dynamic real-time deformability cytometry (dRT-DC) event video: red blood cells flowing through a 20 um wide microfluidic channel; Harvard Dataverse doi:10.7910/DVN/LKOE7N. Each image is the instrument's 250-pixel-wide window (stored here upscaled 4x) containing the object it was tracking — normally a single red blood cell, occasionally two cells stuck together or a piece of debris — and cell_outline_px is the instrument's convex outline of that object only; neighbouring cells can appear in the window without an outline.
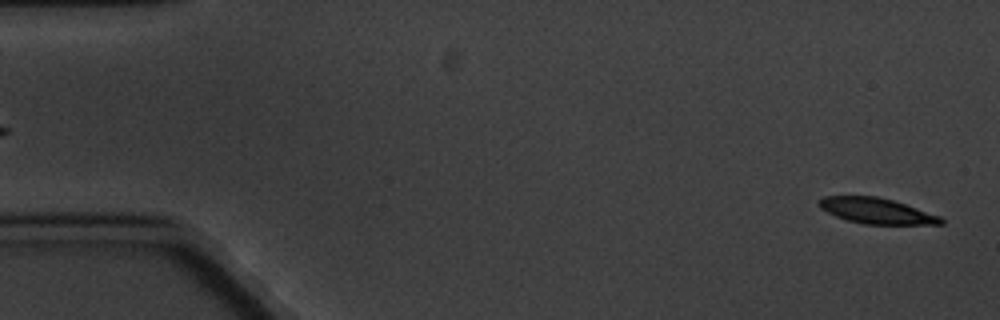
{"species": "common noctule bat (a hibernating species)", "species_latin": "Nyctalus noctula", "temperature_condition": "cold", "stored_images_in_passage": 6, "segment_of_instrument_passage": [2, 2], "camera_frame_rate_fps": 3000, "um_per_image_px": 0.085, "animal": {"sex": "male", "body_mass_g": 20.1, "forearm_length_mm": 53.5}, "frame": {"image": 1, "passage_image": 6, "time_ms": 5.667, "image_size_px": [1000, 320], "cell_outline_px": [[944, 224], [864, 224], [848, 220], [836, 216], [820, 208], [820, 200], [824, 196], [876, 196], [892, 200], [940, 216], [944, 220]], "centroid_in_image_um": [74.52, 17.93], "position_along_channel_um": 10.5, "area_um2": 17.86}}